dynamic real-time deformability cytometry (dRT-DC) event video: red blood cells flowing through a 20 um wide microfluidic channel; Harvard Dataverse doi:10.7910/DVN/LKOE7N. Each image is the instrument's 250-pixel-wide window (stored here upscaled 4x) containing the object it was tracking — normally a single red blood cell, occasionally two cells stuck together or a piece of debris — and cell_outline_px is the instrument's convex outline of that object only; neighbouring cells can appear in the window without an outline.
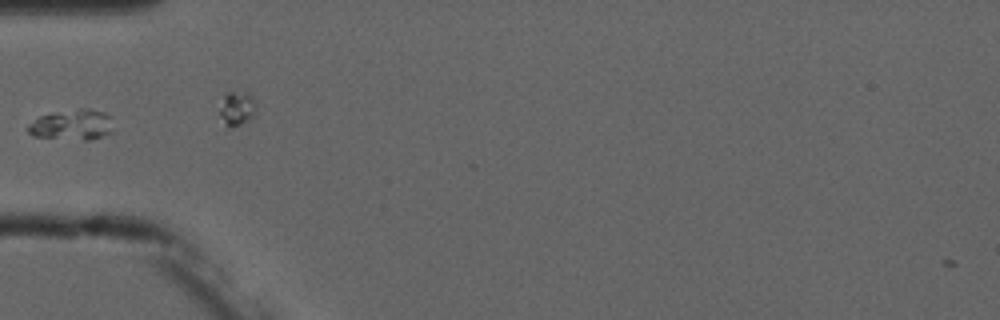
{"species": "common noctule bat (a hibernating species)", "species_latin": "Nyctalus noctula", "temperature_condition": "cold", "stored_images_in_passage": 7, "segment_of_instrument_passage": [2, 2], "camera_frame_rate_fps": 3000, "um_per_image_px": 0.085, "animal": {"sex": "male", "forearm_length_mm": 52.5}, "frame": {"image": 1, "passage_image": 6, "time_ms": 5.667, "image_size_px": [1000, 320], "cell_outline_px": [[116, 132], [88, 140], [84, 140], [32, 136], [28, 132], [28, 124], [40, 116], [80, 108], [88, 108], [104, 112], [108, 116]], "centroid_in_image_um": [6.17, 10.62], "position_along_channel_um": 78.8, "area_um2": 15.09}}